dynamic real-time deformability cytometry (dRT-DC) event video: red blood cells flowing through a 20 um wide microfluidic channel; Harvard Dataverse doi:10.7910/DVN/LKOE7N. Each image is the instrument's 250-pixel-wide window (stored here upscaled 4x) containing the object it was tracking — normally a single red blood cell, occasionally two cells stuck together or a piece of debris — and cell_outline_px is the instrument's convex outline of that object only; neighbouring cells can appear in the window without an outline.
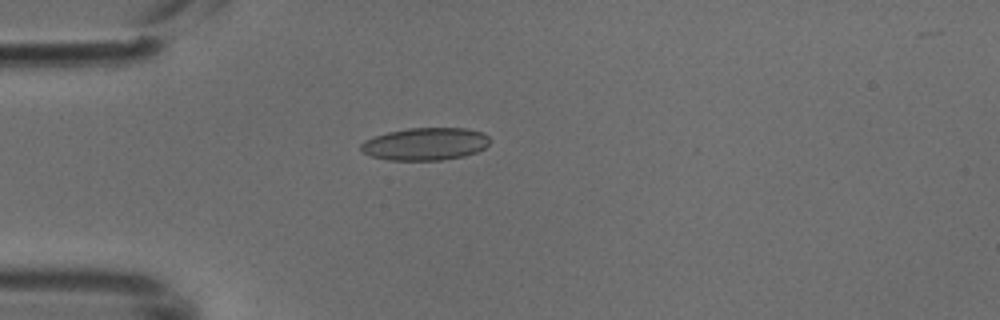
{"species": "common noctule bat (a hibernating species)", "species_latin": "Nyctalus noctula", "temperature_condition": "cold", "stored_images_in_passage": 37, "camera_frame_rate_fps": 3000, "um_per_image_px": 0.085, "animal": {"sex": "male", "body_mass_g": 18.8}, "frame": {"image": 1, "passage_image": 1, "time_ms": 0.0, "image_size_px": [1000, 320], "cell_outline_px": [[488, 144], [484, 148], [476, 152], [464, 156], [440, 160], [388, 160], [372, 156], [360, 152], [360, 144], [364, 140], [388, 132], [408, 128], [464, 128], [484, 132], [488, 136]], "centroid_in_image_um": [36.13, 12.24], "position_along_channel_um": 48.9, "area_um2": 24.45}}
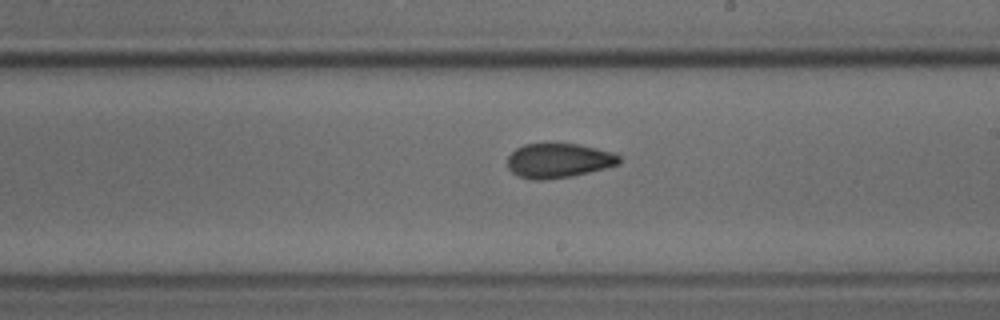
{"frame": {"image": 2, "passage_image": 16, "time_ms": 5.0, "image_size_px": [1000, 320], "cell_outline_px": [[620, 164], [572, 176], [544, 180], [532, 180], [516, 176], [508, 168], [508, 156], [516, 148], [524, 144], [576, 144], [616, 152], [620, 156]], "centroid_in_image_um": [47.47, 13.66], "position_along_channel_um": 241.5, "area_um2": 22.54}}
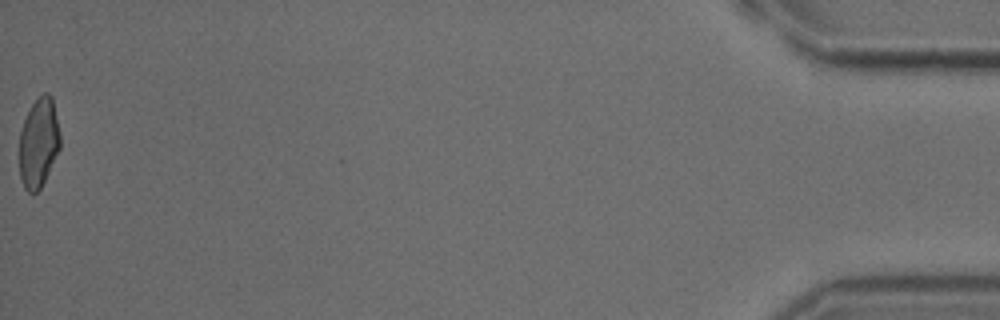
{"frame": {"image": 3, "passage_image": 37, "time_ms": 12.0, "image_size_px": [1000, 320], "cell_outline_px": [[60, 148], [40, 188], [32, 196], [24, 188], [20, 176], [20, 132], [24, 120], [32, 104], [44, 92], [48, 92], [52, 96], [60, 136]], "centroid_in_image_um": [3.28, 12.15], "position_along_channel_um": 431.9, "area_um2": 21.04}}